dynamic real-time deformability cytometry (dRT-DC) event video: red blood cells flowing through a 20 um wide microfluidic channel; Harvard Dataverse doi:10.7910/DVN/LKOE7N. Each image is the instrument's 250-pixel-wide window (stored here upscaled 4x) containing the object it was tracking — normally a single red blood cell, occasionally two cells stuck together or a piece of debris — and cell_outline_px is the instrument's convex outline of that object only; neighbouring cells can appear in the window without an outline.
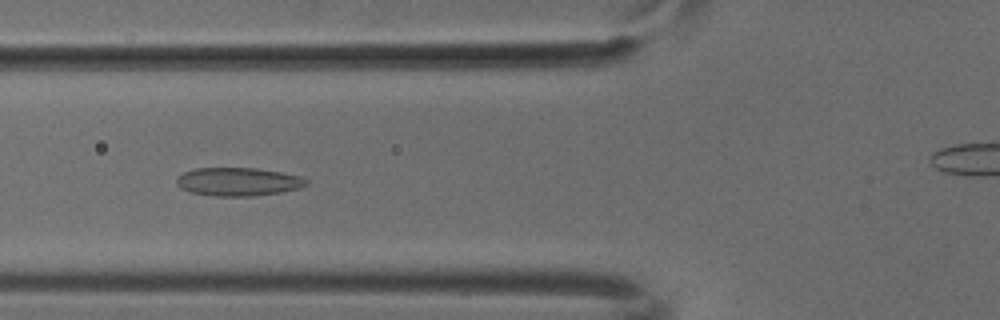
{"species": "common noctule bat (a hibernating species)", "species_latin": "Nyctalus noctula", "temperature_condition": "cold", "stored_images_in_passage": 34, "camera_frame_rate_fps": 3000, "um_per_image_px": 0.085, "animal": {"sex": "male", "body_mass_g": 18.8}, "frame": {"image": 1, "passage_image": 8, "time_ms": 2.333, "image_size_px": [1000, 320], "cell_outline_px": [[308, 184], [300, 188], [280, 192], [256, 196], [212, 196], [188, 192], [180, 188], [176, 184], [176, 176], [184, 172], [196, 168], [256, 168], [280, 172], [300, 176], [308, 180]], "centroid_in_image_um": [20.21, 15.45], "position_along_channel_um": 105.6, "area_um2": 21.62}}
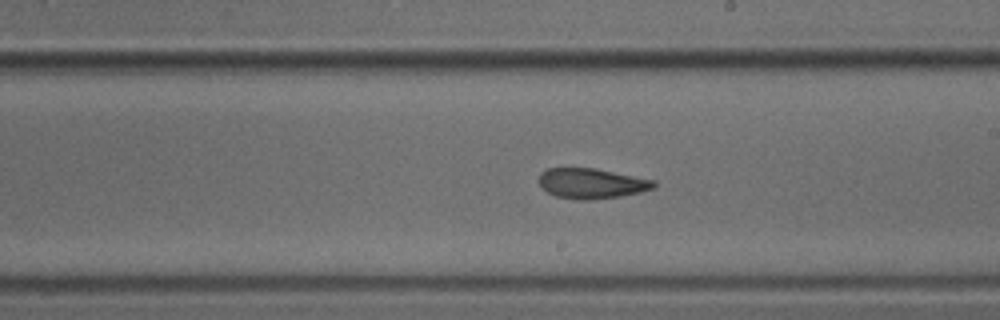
{"frame": {"image": 2, "passage_image": 18, "time_ms": 5.667, "image_size_px": [1000, 320], "cell_outline_px": [[656, 188], [640, 192], [620, 196], [584, 200], [576, 200], [556, 196], [548, 192], [540, 184], [540, 172], [548, 168], [596, 168], [656, 180]], "centroid_in_image_um": [50.32, 15.58], "position_along_channel_um": 238.7, "area_um2": 20.23}}
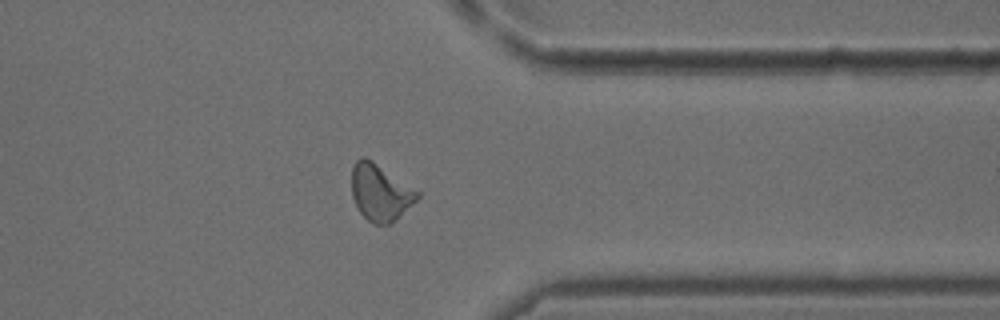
{"frame": {"image": 3, "passage_image": 29, "time_ms": 9.333, "image_size_px": [1000, 320], "cell_outline_px": [[420, 196], [416, 200], [388, 224], [372, 224], [360, 212], [352, 196], [352, 168], [356, 160], [360, 156], [364, 156], [372, 160], [420, 192]], "centroid_in_image_um": [32.29, 16.32], "position_along_channel_um": 379.1, "area_um2": 21.21}}